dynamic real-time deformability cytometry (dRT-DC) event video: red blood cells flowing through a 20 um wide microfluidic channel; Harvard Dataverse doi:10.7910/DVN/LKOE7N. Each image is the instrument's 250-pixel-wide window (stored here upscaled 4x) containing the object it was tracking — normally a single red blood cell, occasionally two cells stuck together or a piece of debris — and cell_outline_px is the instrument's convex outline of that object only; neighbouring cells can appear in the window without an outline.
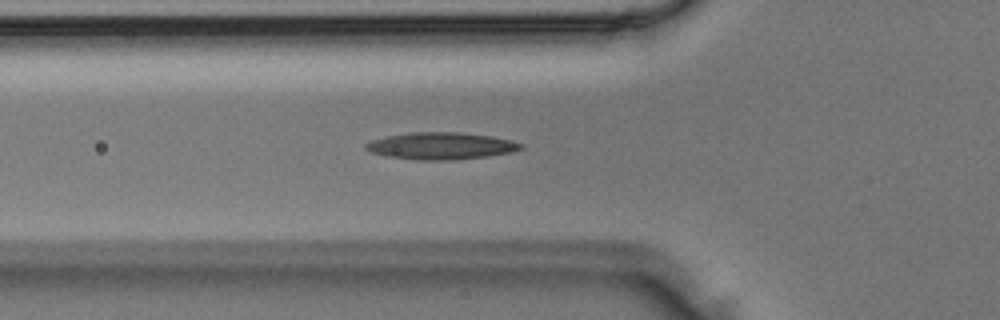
{"species": "Egyptian fruit bat (a non-hibernating species)", "species_latin": "Rousettus aegyptiacus", "temperature_condition": "room temperature", "stored_images_in_passage": 3, "camera_frame_rate_fps": 3000, "um_per_image_px": 0.085, "animal": {"sex": "male"}, "frame": {"image": 1, "passage_image": 3, "time_ms": 0.667, "image_size_px": [1000, 320], "cell_outline_px": [[524, 148], [512, 152], [488, 156], [452, 160], [416, 160], [388, 156], [372, 152], [364, 148], [364, 144], [372, 140], [388, 136], [408, 132], [460, 132], [492, 136], [512, 140], [524, 144]], "centroid_in_image_um": [37.52, 12.4], "position_along_channel_um": 88.3, "area_um2": 24.51}}